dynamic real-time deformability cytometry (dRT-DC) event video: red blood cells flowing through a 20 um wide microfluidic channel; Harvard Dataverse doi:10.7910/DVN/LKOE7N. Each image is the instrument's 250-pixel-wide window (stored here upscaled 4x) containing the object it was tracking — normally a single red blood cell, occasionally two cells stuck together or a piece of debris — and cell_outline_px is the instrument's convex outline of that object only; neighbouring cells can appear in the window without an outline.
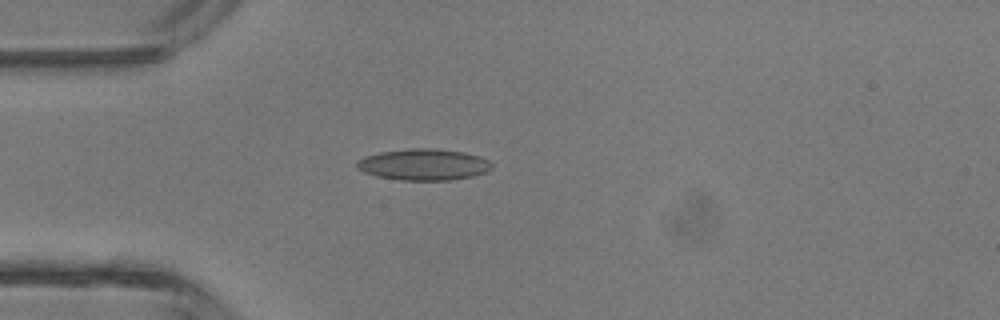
{"species": "common noctule bat (a hibernating species)", "species_latin": "Nyctalus noctula", "temperature_condition": "room temperature", "stored_images_in_passage": 1, "camera_frame_rate_fps": 3000, "um_per_image_px": 0.085, "animal": {"sex": "male", "body_mass_g": 13.3}, "frame": {"image": 1, "passage_image": 1, "time_ms": 0.0, "image_size_px": [1000, 320], "cell_outline_px": [[492, 168], [484, 172], [472, 176], [452, 180], [404, 180], [376, 176], [364, 172], [356, 168], [356, 160], [364, 156], [380, 152], [408, 148], [432, 148], [464, 152], [480, 156], [488, 160], [492, 164]], "centroid_in_image_um": [35.98, 13.98], "position_along_channel_um": 49.0, "area_um2": 24.74}}